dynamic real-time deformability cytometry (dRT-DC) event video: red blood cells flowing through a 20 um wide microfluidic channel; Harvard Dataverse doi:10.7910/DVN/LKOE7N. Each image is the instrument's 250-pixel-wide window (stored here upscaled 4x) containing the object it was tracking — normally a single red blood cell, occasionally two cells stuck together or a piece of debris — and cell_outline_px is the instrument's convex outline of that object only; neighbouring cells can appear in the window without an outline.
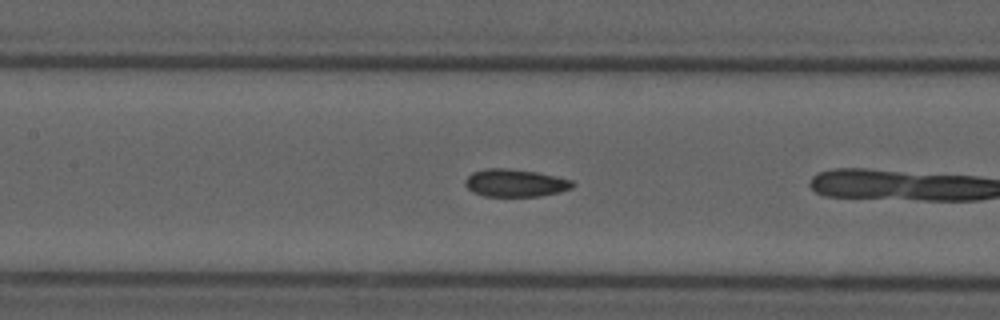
{"species": "common noctule bat (a hibernating species)", "species_latin": "Nyctalus noctula", "temperature_condition": "cold", "stored_images_in_passage": 7, "camera_frame_rate_fps": 3000, "um_per_image_px": 0.085, "animal": {"sex": "male", "forearm_length_mm": 52.5}, "frame": {"image": 1, "passage_image": 6, "time_ms": 1.667, "image_size_px": [1000, 320], "cell_outline_px": [[576, 184], [572, 188], [560, 192], [540, 196], [484, 196], [472, 192], [464, 184], [464, 180], [472, 172], [484, 168], [508, 168], [536, 172], [556, 176], [572, 180]], "centroid_in_image_um": [43.79, 15.55], "position_along_channel_um": 163.6, "area_um2": 17.46}}